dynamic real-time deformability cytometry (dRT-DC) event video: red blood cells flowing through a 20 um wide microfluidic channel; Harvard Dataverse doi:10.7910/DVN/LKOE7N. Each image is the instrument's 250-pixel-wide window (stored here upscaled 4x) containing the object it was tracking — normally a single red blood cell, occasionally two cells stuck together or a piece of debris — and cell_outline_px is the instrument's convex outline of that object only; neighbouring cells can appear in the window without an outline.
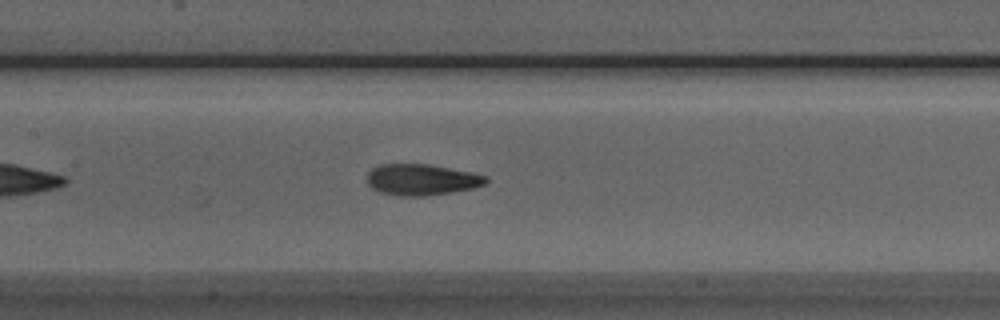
{"species": "Egyptian fruit bat (a non-hibernating species)", "species_latin": "Rousettus aegyptiacus", "temperature_condition": "room temperature", "stored_images_in_passage": 26, "camera_frame_rate_fps": 3000, "um_per_image_px": 0.085, "animal": {"sex": "male"}, "frame": {"image": 1, "passage_image": 13, "time_ms": 4.0, "image_size_px": [1000, 320], "cell_outline_px": [[488, 180], [484, 184], [472, 188], [428, 196], [396, 196], [380, 192], [372, 188], [368, 184], [368, 172], [372, 168], [380, 164], [428, 164], [488, 176]], "centroid_in_image_um": [35.8, 15.28], "position_along_channel_um": 171.6, "area_um2": 21.44}}
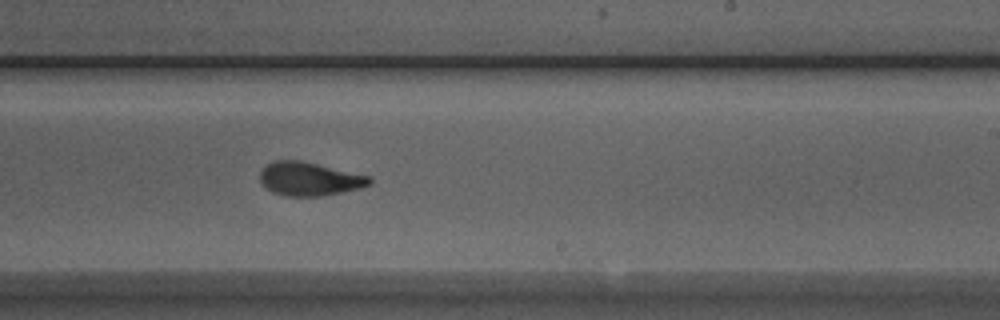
{"frame": {"image": 2, "passage_image": 20, "time_ms": 6.333, "image_size_px": [1000, 320], "cell_outline_px": [[372, 184], [360, 188], [320, 196], [284, 196], [272, 192], [260, 180], [260, 168], [272, 160], [300, 160], [368, 176], [372, 180]], "centroid_in_image_um": [26.25, 15.2], "position_along_channel_um": 262.8, "area_um2": 21.27}}
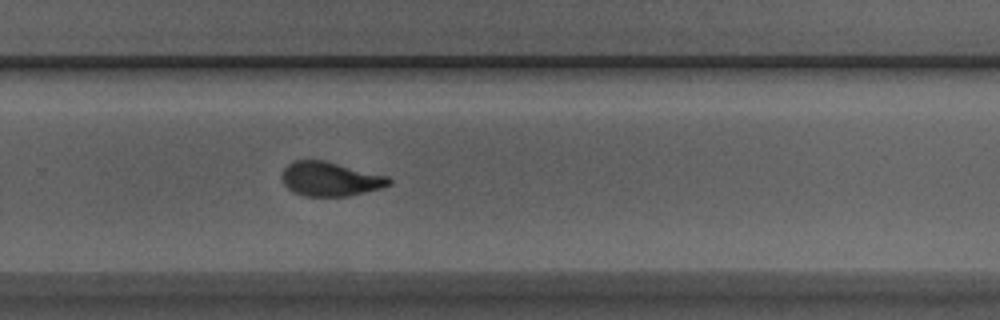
{"frame": {"image": 3, "passage_image": 23, "time_ms": 7.333, "image_size_px": [1000, 320], "cell_outline_px": [[392, 184], [380, 188], [348, 196], [304, 196], [292, 192], [284, 184], [284, 168], [288, 164], [296, 160], [324, 160], [388, 176], [392, 180]], "centroid_in_image_um": [28.09, 15.22], "position_along_channel_um": 301.7, "area_um2": 21.15}}